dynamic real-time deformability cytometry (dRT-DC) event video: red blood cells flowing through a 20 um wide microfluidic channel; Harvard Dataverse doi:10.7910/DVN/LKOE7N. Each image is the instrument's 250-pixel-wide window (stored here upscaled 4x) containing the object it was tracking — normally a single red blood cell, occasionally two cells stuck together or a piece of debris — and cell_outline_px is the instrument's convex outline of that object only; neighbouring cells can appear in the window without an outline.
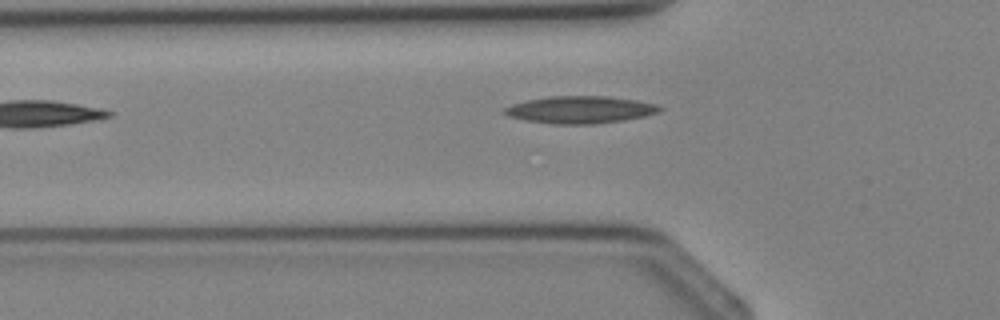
{"species": "Egyptian fruit bat (a non-hibernating species)", "species_latin": "Rousettus aegyptiacus", "temperature_condition": "cold", "stored_images_in_passage": 4, "camera_frame_rate_fps": 3000, "um_per_image_px": 0.085, "animal": {"sex": "female"}, "frame": {"image": 1, "passage_image": 4, "time_ms": 3.333, "image_size_px": [1000, 320], "cell_outline_px": [[664, 108], [660, 112], [644, 116], [624, 120], [596, 124], [552, 124], [524, 120], [508, 116], [504, 112], [504, 108], [512, 104], [524, 100], [548, 96], [608, 96], [636, 100], [656, 104]], "centroid_in_image_um": [49.31, 9.32], "position_along_channel_um": 76.5, "area_um2": 24.85}}